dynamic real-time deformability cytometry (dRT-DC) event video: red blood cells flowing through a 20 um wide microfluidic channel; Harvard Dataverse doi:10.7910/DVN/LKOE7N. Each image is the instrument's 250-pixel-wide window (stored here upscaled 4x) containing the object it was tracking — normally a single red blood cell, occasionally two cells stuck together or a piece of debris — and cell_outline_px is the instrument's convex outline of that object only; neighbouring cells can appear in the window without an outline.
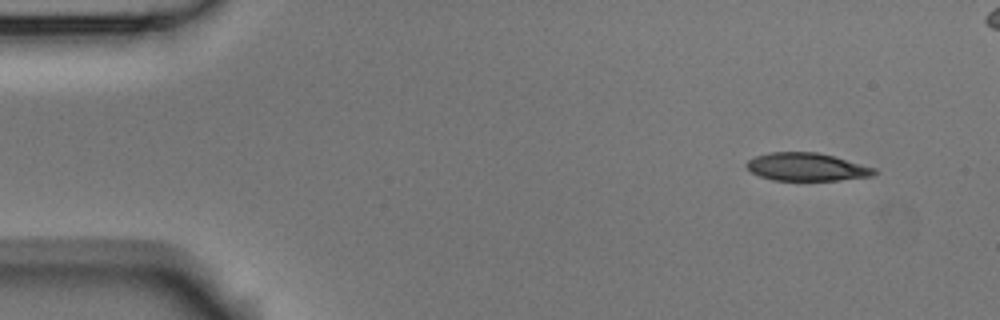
{"species": "Egyptian fruit bat (a non-hibernating species)", "species_latin": "Rousettus aegyptiacus", "temperature_condition": "room temperature", "stored_images_in_passage": 9, "camera_frame_rate_fps": 3000, "um_per_image_px": 0.085, "animal": {"sex": "male"}, "frame": {"image": 1, "passage_image": 1, "time_ms": 0.0, "image_size_px": [1000, 320], "cell_outline_px": [[880, 172], [872, 176], [836, 180], [772, 180], [760, 176], [752, 172], [744, 164], [748, 160], [756, 156], [768, 152], [816, 152], [832, 156], [876, 168]], "centroid_in_image_um": [68.56, 14.19], "position_along_channel_um": 16.4, "area_um2": 20.69}}
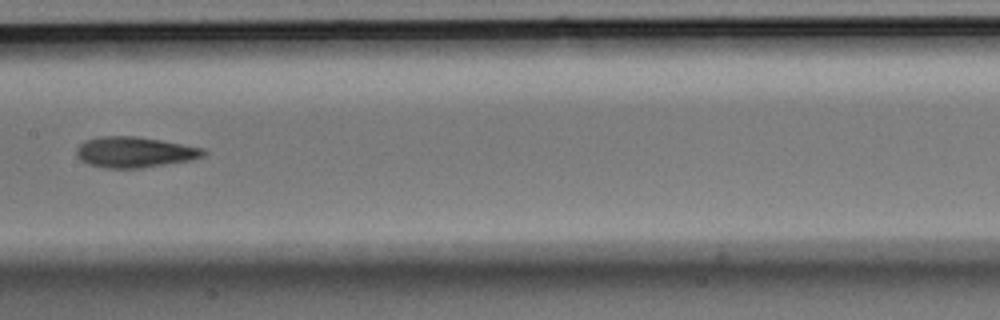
{"frame": {"image": 2, "passage_image": 7, "time_ms": 2.0, "image_size_px": [1000, 320], "cell_outline_px": [[208, 152], [204, 156], [192, 160], [144, 168], [104, 168], [88, 164], [80, 160], [76, 156], [76, 148], [84, 140], [100, 136], [136, 136], [160, 140], [204, 148]], "centroid_in_image_um": [11.44, 12.94], "position_along_channel_um": 196.0, "area_um2": 23.0}}
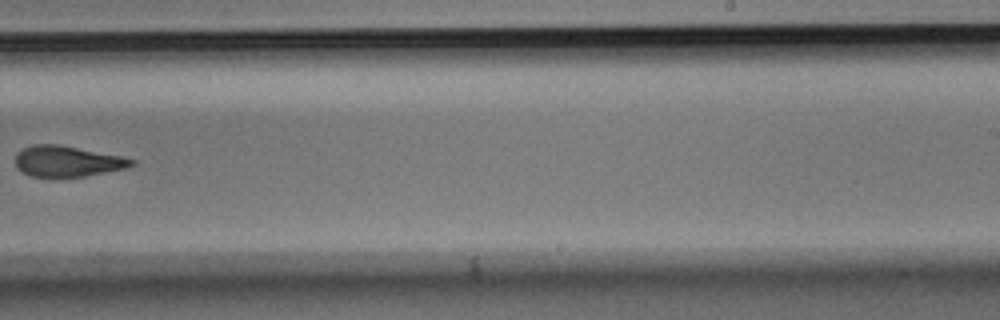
{"frame": {"image": 3, "passage_image": 9, "time_ms": 2.667, "image_size_px": [1000, 320], "cell_outline_px": [[136, 164], [128, 168], [84, 176], [32, 176], [16, 168], [16, 152], [32, 144], [60, 144], [120, 156], [136, 160]], "centroid_in_image_um": [5.74, 13.69], "position_along_channel_um": 283.3, "area_um2": 20.75}}